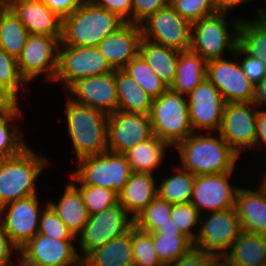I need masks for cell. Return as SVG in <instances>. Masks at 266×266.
<instances>
[{"label": "cell", "instance_id": "cell-1", "mask_svg": "<svg viewBox=\"0 0 266 266\" xmlns=\"http://www.w3.org/2000/svg\"><path fill=\"white\" fill-rule=\"evenodd\" d=\"M175 148L179 152L180 166L195 176L233 172L239 165L240 156L218 132L213 135L211 132L192 133Z\"/></svg>", "mask_w": 266, "mask_h": 266}, {"label": "cell", "instance_id": "cell-2", "mask_svg": "<svg viewBox=\"0 0 266 266\" xmlns=\"http://www.w3.org/2000/svg\"><path fill=\"white\" fill-rule=\"evenodd\" d=\"M66 97L64 121L74 159L107 151L108 115Z\"/></svg>", "mask_w": 266, "mask_h": 266}, {"label": "cell", "instance_id": "cell-3", "mask_svg": "<svg viewBox=\"0 0 266 266\" xmlns=\"http://www.w3.org/2000/svg\"><path fill=\"white\" fill-rule=\"evenodd\" d=\"M125 23L117 14L90 0H84L74 12L62 19L60 45L97 47L105 37Z\"/></svg>", "mask_w": 266, "mask_h": 266}, {"label": "cell", "instance_id": "cell-4", "mask_svg": "<svg viewBox=\"0 0 266 266\" xmlns=\"http://www.w3.org/2000/svg\"><path fill=\"white\" fill-rule=\"evenodd\" d=\"M41 155L27 146L15 156L0 158V207L38 194L37 180L50 165Z\"/></svg>", "mask_w": 266, "mask_h": 266}, {"label": "cell", "instance_id": "cell-5", "mask_svg": "<svg viewBox=\"0 0 266 266\" xmlns=\"http://www.w3.org/2000/svg\"><path fill=\"white\" fill-rule=\"evenodd\" d=\"M228 12L218 11L191 24L190 50L199 54L206 62L234 53L237 46V33L242 17L232 18ZM231 28L229 30V25ZM232 33V34H231Z\"/></svg>", "mask_w": 266, "mask_h": 266}, {"label": "cell", "instance_id": "cell-6", "mask_svg": "<svg viewBox=\"0 0 266 266\" xmlns=\"http://www.w3.org/2000/svg\"><path fill=\"white\" fill-rule=\"evenodd\" d=\"M70 182L78 185L99 186L119 194L132 174L125 154L105 151L76 160Z\"/></svg>", "mask_w": 266, "mask_h": 266}, {"label": "cell", "instance_id": "cell-7", "mask_svg": "<svg viewBox=\"0 0 266 266\" xmlns=\"http://www.w3.org/2000/svg\"><path fill=\"white\" fill-rule=\"evenodd\" d=\"M149 116L153 135L171 148L194 133L189 120L187 96L170 88L152 100Z\"/></svg>", "mask_w": 266, "mask_h": 266}, {"label": "cell", "instance_id": "cell-8", "mask_svg": "<svg viewBox=\"0 0 266 266\" xmlns=\"http://www.w3.org/2000/svg\"><path fill=\"white\" fill-rule=\"evenodd\" d=\"M106 58L95 46L60 45L54 82L66 90L81 79L114 72Z\"/></svg>", "mask_w": 266, "mask_h": 266}, {"label": "cell", "instance_id": "cell-9", "mask_svg": "<svg viewBox=\"0 0 266 266\" xmlns=\"http://www.w3.org/2000/svg\"><path fill=\"white\" fill-rule=\"evenodd\" d=\"M241 231L236 207L207 213V216L203 214L193 246L221 260Z\"/></svg>", "mask_w": 266, "mask_h": 266}, {"label": "cell", "instance_id": "cell-10", "mask_svg": "<svg viewBox=\"0 0 266 266\" xmlns=\"http://www.w3.org/2000/svg\"><path fill=\"white\" fill-rule=\"evenodd\" d=\"M134 225V219L118 202L105 210L89 215L88 222L76 237L78 253L83 260L91 251L123 235Z\"/></svg>", "mask_w": 266, "mask_h": 266}, {"label": "cell", "instance_id": "cell-11", "mask_svg": "<svg viewBox=\"0 0 266 266\" xmlns=\"http://www.w3.org/2000/svg\"><path fill=\"white\" fill-rule=\"evenodd\" d=\"M142 38L179 52L190 49L191 23L169 4L141 24Z\"/></svg>", "mask_w": 266, "mask_h": 266}, {"label": "cell", "instance_id": "cell-12", "mask_svg": "<svg viewBox=\"0 0 266 266\" xmlns=\"http://www.w3.org/2000/svg\"><path fill=\"white\" fill-rule=\"evenodd\" d=\"M60 41L61 39L46 35L29 34L27 42L17 58L19 73L27 84L43 74L45 81L54 82Z\"/></svg>", "mask_w": 266, "mask_h": 266}, {"label": "cell", "instance_id": "cell-13", "mask_svg": "<svg viewBox=\"0 0 266 266\" xmlns=\"http://www.w3.org/2000/svg\"><path fill=\"white\" fill-rule=\"evenodd\" d=\"M259 110L254 102L225 104L218 133L240 157L245 149L255 151Z\"/></svg>", "mask_w": 266, "mask_h": 266}, {"label": "cell", "instance_id": "cell-14", "mask_svg": "<svg viewBox=\"0 0 266 266\" xmlns=\"http://www.w3.org/2000/svg\"><path fill=\"white\" fill-rule=\"evenodd\" d=\"M41 205L36 194L0 207L1 226L18 249L38 234Z\"/></svg>", "mask_w": 266, "mask_h": 266}, {"label": "cell", "instance_id": "cell-15", "mask_svg": "<svg viewBox=\"0 0 266 266\" xmlns=\"http://www.w3.org/2000/svg\"><path fill=\"white\" fill-rule=\"evenodd\" d=\"M225 57L207 62L206 78L219 90L226 103L253 102L255 85L249 81L239 64Z\"/></svg>", "mask_w": 266, "mask_h": 266}, {"label": "cell", "instance_id": "cell-16", "mask_svg": "<svg viewBox=\"0 0 266 266\" xmlns=\"http://www.w3.org/2000/svg\"><path fill=\"white\" fill-rule=\"evenodd\" d=\"M233 173L195 176L190 203L201 215L236 207L239 186L232 185L230 181L231 178L234 180Z\"/></svg>", "mask_w": 266, "mask_h": 266}, {"label": "cell", "instance_id": "cell-17", "mask_svg": "<svg viewBox=\"0 0 266 266\" xmlns=\"http://www.w3.org/2000/svg\"><path fill=\"white\" fill-rule=\"evenodd\" d=\"M189 120L194 133L218 132L226 102L219 90L206 78L188 95Z\"/></svg>", "mask_w": 266, "mask_h": 266}, {"label": "cell", "instance_id": "cell-18", "mask_svg": "<svg viewBox=\"0 0 266 266\" xmlns=\"http://www.w3.org/2000/svg\"><path fill=\"white\" fill-rule=\"evenodd\" d=\"M152 136L149 115L119 110L108 115V151L125 154Z\"/></svg>", "mask_w": 266, "mask_h": 266}, {"label": "cell", "instance_id": "cell-19", "mask_svg": "<svg viewBox=\"0 0 266 266\" xmlns=\"http://www.w3.org/2000/svg\"><path fill=\"white\" fill-rule=\"evenodd\" d=\"M76 240H59L37 234L19 253L36 266H79L82 263L74 243Z\"/></svg>", "mask_w": 266, "mask_h": 266}, {"label": "cell", "instance_id": "cell-20", "mask_svg": "<svg viewBox=\"0 0 266 266\" xmlns=\"http://www.w3.org/2000/svg\"><path fill=\"white\" fill-rule=\"evenodd\" d=\"M66 93L73 101L107 115L118 109L115 71L81 79L74 83Z\"/></svg>", "mask_w": 266, "mask_h": 266}, {"label": "cell", "instance_id": "cell-21", "mask_svg": "<svg viewBox=\"0 0 266 266\" xmlns=\"http://www.w3.org/2000/svg\"><path fill=\"white\" fill-rule=\"evenodd\" d=\"M141 39L140 25L126 22L105 37L97 48L114 70L123 69L139 53Z\"/></svg>", "mask_w": 266, "mask_h": 266}, {"label": "cell", "instance_id": "cell-22", "mask_svg": "<svg viewBox=\"0 0 266 266\" xmlns=\"http://www.w3.org/2000/svg\"><path fill=\"white\" fill-rule=\"evenodd\" d=\"M9 7L30 34L62 38V18L41 0H11Z\"/></svg>", "mask_w": 266, "mask_h": 266}, {"label": "cell", "instance_id": "cell-23", "mask_svg": "<svg viewBox=\"0 0 266 266\" xmlns=\"http://www.w3.org/2000/svg\"><path fill=\"white\" fill-rule=\"evenodd\" d=\"M258 185L253 189L239 186L236 210L242 230L266 236V188Z\"/></svg>", "mask_w": 266, "mask_h": 266}, {"label": "cell", "instance_id": "cell-24", "mask_svg": "<svg viewBox=\"0 0 266 266\" xmlns=\"http://www.w3.org/2000/svg\"><path fill=\"white\" fill-rule=\"evenodd\" d=\"M156 181L155 174L132 172L118 194L119 203L133 219L158 196Z\"/></svg>", "mask_w": 266, "mask_h": 266}, {"label": "cell", "instance_id": "cell-25", "mask_svg": "<svg viewBox=\"0 0 266 266\" xmlns=\"http://www.w3.org/2000/svg\"><path fill=\"white\" fill-rule=\"evenodd\" d=\"M83 266H135L133 255V226L123 235L91 251Z\"/></svg>", "mask_w": 266, "mask_h": 266}, {"label": "cell", "instance_id": "cell-26", "mask_svg": "<svg viewBox=\"0 0 266 266\" xmlns=\"http://www.w3.org/2000/svg\"><path fill=\"white\" fill-rule=\"evenodd\" d=\"M221 261L226 266H258L266 263V236L241 231Z\"/></svg>", "mask_w": 266, "mask_h": 266}, {"label": "cell", "instance_id": "cell-27", "mask_svg": "<svg viewBox=\"0 0 266 266\" xmlns=\"http://www.w3.org/2000/svg\"><path fill=\"white\" fill-rule=\"evenodd\" d=\"M64 187L59 201L47 202L65 226L77 237L88 222L89 214L79 190L70 181Z\"/></svg>", "mask_w": 266, "mask_h": 266}, {"label": "cell", "instance_id": "cell-28", "mask_svg": "<svg viewBox=\"0 0 266 266\" xmlns=\"http://www.w3.org/2000/svg\"><path fill=\"white\" fill-rule=\"evenodd\" d=\"M115 82L118 97L117 110L150 114L153 99L127 72L116 69Z\"/></svg>", "mask_w": 266, "mask_h": 266}, {"label": "cell", "instance_id": "cell-29", "mask_svg": "<svg viewBox=\"0 0 266 266\" xmlns=\"http://www.w3.org/2000/svg\"><path fill=\"white\" fill-rule=\"evenodd\" d=\"M139 53L165 85L170 88L176 77L180 52L142 38Z\"/></svg>", "mask_w": 266, "mask_h": 266}, {"label": "cell", "instance_id": "cell-30", "mask_svg": "<svg viewBox=\"0 0 266 266\" xmlns=\"http://www.w3.org/2000/svg\"><path fill=\"white\" fill-rule=\"evenodd\" d=\"M171 148L166 142L153 135L144 142L138 143L125 153L132 172L151 173L163 164L167 158L165 149Z\"/></svg>", "mask_w": 266, "mask_h": 266}, {"label": "cell", "instance_id": "cell-31", "mask_svg": "<svg viewBox=\"0 0 266 266\" xmlns=\"http://www.w3.org/2000/svg\"><path fill=\"white\" fill-rule=\"evenodd\" d=\"M207 62L190 49L181 51L176 68V77L170 89L182 95H188L197 85L206 79Z\"/></svg>", "mask_w": 266, "mask_h": 266}, {"label": "cell", "instance_id": "cell-32", "mask_svg": "<svg viewBox=\"0 0 266 266\" xmlns=\"http://www.w3.org/2000/svg\"><path fill=\"white\" fill-rule=\"evenodd\" d=\"M241 18L237 33V46L247 55L260 59L266 66V19Z\"/></svg>", "mask_w": 266, "mask_h": 266}, {"label": "cell", "instance_id": "cell-33", "mask_svg": "<svg viewBox=\"0 0 266 266\" xmlns=\"http://www.w3.org/2000/svg\"><path fill=\"white\" fill-rule=\"evenodd\" d=\"M22 110L18 104L12 110L0 113V158L15 156L28 146L24 131L16 124L24 113Z\"/></svg>", "mask_w": 266, "mask_h": 266}, {"label": "cell", "instance_id": "cell-34", "mask_svg": "<svg viewBox=\"0 0 266 266\" xmlns=\"http://www.w3.org/2000/svg\"><path fill=\"white\" fill-rule=\"evenodd\" d=\"M171 175L161 177L158 184V197L170 204L191 202L195 175L181 166H173Z\"/></svg>", "mask_w": 266, "mask_h": 266}, {"label": "cell", "instance_id": "cell-35", "mask_svg": "<svg viewBox=\"0 0 266 266\" xmlns=\"http://www.w3.org/2000/svg\"><path fill=\"white\" fill-rule=\"evenodd\" d=\"M29 32L8 7L0 16V48L17 59L27 42Z\"/></svg>", "mask_w": 266, "mask_h": 266}, {"label": "cell", "instance_id": "cell-36", "mask_svg": "<svg viewBox=\"0 0 266 266\" xmlns=\"http://www.w3.org/2000/svg\"><path fill=\"white\" fill-rule=\"evenodd\" d=\"M123 70L127 72L152 99L158 98L168 89L140 53L126 64Z\"/></svg>", "mask_w": 266, "mask_h": 266}, {"label": "cell", "instance_id": "cell-37", "mask_svg": "<svg viewBox=\"0 0 266 266\" xmlns=\"http://www.w3.org/2000/svg\"><path fill=\"white\" fill-rule=\"evenodd\" d=\"M159 260L169 266L193 248V241L184 234H153Z\"/></svg>", "mask_w": 266, "mask_h": 266}, {"label": "cell", "instance_id": "cell-38", "mask_svg": "<svg viewBox=\"0 0 266 266\" xmlns=\"http://www.w3.org/2000/svg\"><path fill=\"white\" fill-rule=\"evenodd\" d=\"M27 85L29 84L25 82L19 73L17 59L0 48V86L19 104L18 96L20 92H23L22 90L29 89Z\"/></svg>", "mask_w": 266, "mask_h": 266}, {"label": "cell", "instance_id": "cell-39", "mask_svg": "<svg viewBox=\"0 0 266 266\" xmlns=\"http://www.w3.org/2000/svg\"><path fill=\"white\" fill-rule=\"evenodd\" d=\"M172 204L158 196L134 219V225L146 232H155L171 217Z\"/></svg>", "mask_w": 266, "mask_h": 266}, {"label": "cell", "instance_id": "cell-40", "mask_svg": "<svg viewBox=\"0 0 266 266\" xmlns=\"http://www.w3.org/2000/svg\"><path fill=\"white\" fill-rule=\"evenodd\" d=\"M80 192L89 215L99 213L119 202L114 190L99 186L73 184Z\"/></svg>", "mask_w": 266, "mask_h": 266}, {"label": "cell", "instance_id": "cell-41", "mask_svg": "<svg viewBox=\"0 0 266 266\" xmlns=\"http://www.w3.org/2000/svg\"><path fill=\"white\" fill-rule=\"evenodd\" d=\"M133 255L135 266H164L158 258L153 234L133 225Z\"/></svg>", "mask_w": 266, "mask_h": 266}, {"label": "cell", "instance_id": "cell-42", "mask_svg": "<svg viewBox=\"0 0 266 266\" xmlns=\"http://www.w3.org/2000/svg\"><path fill=\"white\" fill-rule=\"evenodd\" d=\"M171 217L183 234L194 242L200 227L201 214L198 210L190 202L173 204Z\"/></svg>", "mask_w": 266, "mask_h": 266}, {"label": "cell", "instance_id": "cell-43", "mask_svg": "<svg viewBox=\"0 0 266 266\" xmlns=\"http://www.w3.org/2000/svg\"><path fill=\"white\" fill-rule=\"evenodd\" d=\"M170 5L191 24L218 12L215 0H170Z\"/></svg>", "mask_w": 266, "mask_h": 266}, {"label": "cell", "instance_id": "cell-44", "mask_svg": "<svg viewBox=\"0 0 266 266\" xmlns=\"http://www.w3.org/2000/svg\"><path fill=\"white\" fill-rule=\"evenodd\" d=\"M43 206L44 209L39 220L38 234L47 235L59 240H76V237L60 220L47 201Z\"/></svg>", "mask_w": 266, "mask_h": 266}, {"label": "cell", "instance_id": "cell-45", "mask_svg": "<svg viewBox=\"0 0 266 266\" xmlns=\"http://www.w3.org/2000/svg\"><path fill=\"white\" fill-rule=\"evenodd\" d=\"M234 53L237 56L244 75L256 86L266 75V66L264 62L245 54L238 46H236Z\"/></svg>", "mask_w": 266, "mask_h": 266}, {"label": "cell", "instance_id": "cell-46", "mask_svg": "<svg viewBox=\"0 0 266 266\" xmlns=\"http://www.w3.org/2000/svg\"><path fill=\"white\" fill-rule=\"evenodd\" d=\"M170 4V0H132V23L140 25L157 10Z\"/></svg>", "mask_w": 266, "mask_h": 266}, {"label": "cell", "instance_id": "cell-47", "mask_svg": "<svg viewBox=\"0 0 266 266\" xmlns=\"http://www.w3.org/2000/svg\"><path fill=\"white\" fill-rule=\"evenodd\" d=\"M217 261L215 256L193 247L169 266H213Z\"/></svg>", "mask_w": 266, "mask_h": 266}, {"label": "cell", "instance_id": "cell-48", "mask_svg": "<svg viewBox=\"0 0 266 266\" xmlns=\"http://www.w3.org/2000/svg\"><path fill=\"white\" fill-rule=\"evenodd\" d=\"M95 5L117 14L125 22L132 23V0H90Z\"/></svg>", "mask_w": 266, "mask_h": 266}, {"label": "cell", "instance_id": "cell-49", "mask_svg": "<svg viewBox=\"0 0 266 266\" xmlns=\"http://www.w3.org/2000/svg\"><path fill=\"white\" fill-rule=\"evenodd\" d=\"M50 10L60 18H64L74 12L84 0H41Z\"/></svg>", "mask_w": 266, "mask_h": 266}, {"label": "cell", "instance_id": "cell-50", "mask_svg": "<svg viewBox=\"0 0 266 266\" xmlns=\"http://www.w3.org/2000/svg\"><path fill=\"white\" fill-rule=\"evenodd\" d=\"M16 252L18 254L19 249L11 242L0 223V266H6L12 260L11 255Z\"/></svg>", "mask_w": 266, "mask_h": 266}, {"label": "cell", "instance_id": "cell-51", "mask_svg": "<svg viewBox=\"0 0 266 266\" xmlns=\"http://www.w3.org/2000/svg\"><path fill=\"white\" fill-rule=\"evenodd\" d=\"M261 150L260 147L265 148L266 152V109H260L257 116L256 123V139H255V149Z\"/></svg>", "mask_w": 266, "mask_h": 266}, {"label": "cell", "instance_id": "cell-52", "mask_svg": "<svg viewBox=\"0 0 266 266\" xmlns=\"http://www.w3.org/2000/svg\"><path fill=\"white\" fill-rule=\"evenodd\" d=\"M253 102L260 109H266V75L255 86V97Z\"/></svg>", "mask_w": 266, "mask_h": 266}, {"label": "cell", "instance_id": "cell-53", "mask_svg": "<svg viewBox=\"0 0 266 266\" xmlns=\"http://www.w3.org/2000/svg\"><path fill=\"white\" fill-rule=\"evenodd\" d=\"M250 1L253 0H215V4L218 11L231 13V10L238 8L237 6L240 5L239 7H241V5H244Z\"/></svg>", "mask_w": 266, "mask_h": 266}, {"label": "cell", "instance_id": "cell-54", "mask_svg": "<svg viewBox=\"0 0 266 266\" xmlns=\"http://www.w3.org/2000/svg\"><path fill=\"white\" fill-rule=\"evenodd\" d=\"M18 104L0 86V113L12 110Z\"/></svg>", "mask_w": 266, "mask_h": 266}, {"label": "cell", "instance_id": "cell-55", "mask_svg": "<svg viewBox=\"0 0 266 266\" xmlns=\"http://www.w3.org/2000/svg\"><path fill=\"white\" fill-rule=\"evenodd\" d=\"M152 234H183V232L175 225L172 217L168 218V221L162 224Z\"/></svg>", "mask_w": 266, "mask_h": 266}, {"label": "cell", "instance_id": "cell-56", "mask_svg": "<svg viewBox=\"0 0 266 266\" xmlns=\"http://www.w3.org/2000/svg\"><path fill=\"white\" fill-rule=\"evenodd\" d=\"M18 264H14L12 260L6 266H36L33 263L27 261L20 253H18Z\"/></svg>", "mask_w": 266, "mask_h": 266}, {"label": "cell", "instance_id": "cell-57", "mask_svg": "<svg viewBox=\"0 0 266 266\" xmlns=\"http://www.w3.org/2000/svg\"><path fill=\"white\" fill-rule=\"evenodd\" d=\"M265 1H266V0H265ZM256 12H257V13H255L254 15L266 19V7H264V8H258V7H257Z\"/></svg>", "mask_w": 266, "mask_h": 266}, {"label": "cell", "instance_id": "cell-58", "mask_svg": "<svg viewBox=\"0 0 266 266\" xmlns=\"http://www.w3.org/2000/svg\"><path fill=\"white\" fill-rule=\"evenodd\" d=\"M9 7V3L6 0H0V16Z\"/></svg>", "mask_w": 266, "mask_h": 266}, {"label": "cell", "instance_id": "cell-59", "mask_svg": "<svg viewBox=\"0 0 266 266\" xmlns=\"http://www.w3.org/2000/svg\"><path fill=\"white\" fill-rule=\"evenodd\" d=\"M265 170H266V168H265ZM264 175V176H263ZM262 179V181H260L261 183V185L263 186V187H265L266 188V171H264V173H262V178H261V176H260V180Z\"/></svg>", "mask_w": 266, "mask_h": 266}, {"label": "cell", "instance_id": "cell-60", "mask_svg": "<svg viewBox=\"0 0 266 266\" xmlns=\"http://www.w3.org/2000/svg\"><path fill=\"white\" fill-rule=\"evenodd\" d=\"M213 266H226L221 260H218Z\"/></svg>", "mask_w": 266, "mask_h": 266}]
</instances>
